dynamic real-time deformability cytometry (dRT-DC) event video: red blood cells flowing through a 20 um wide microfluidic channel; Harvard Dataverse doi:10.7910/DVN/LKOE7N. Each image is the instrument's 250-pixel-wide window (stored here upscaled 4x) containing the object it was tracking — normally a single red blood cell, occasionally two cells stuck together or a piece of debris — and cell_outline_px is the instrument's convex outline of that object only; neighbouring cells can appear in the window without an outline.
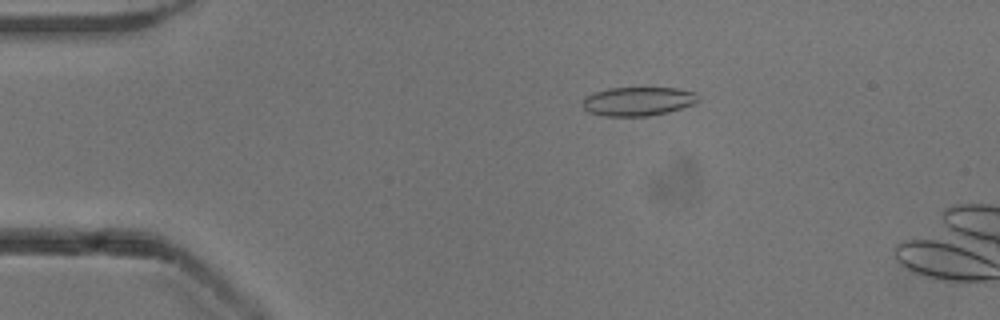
{"species": "common noctule bat (a hibernating species)", "species_latin": "Nyctalus noctula", "temperature_condition": "cold", "stored_images_in_passage": 51, "camera_frame_rate_fps": 3000, "um_per_image_px": 0.085, "animal": {"sex": "male", "body_mass_g": 13.3}, "frame": {"image": 1, "passage_image": 10, "time_ms": 3.0, "image_size_px": [1000, 320], "cell_outline_px": [[700, 100], [692, 104], [668, 112], [648, 116], [604, 116], [588, 112], [584, 108], [584, 100], [588, 96], [596, 92], [608, 88], [680, 88], [696, 92]], "centroid_in_image_um": [54.27, 8.61], "position_along_channel_um": 30.7, "area_um2": 19.31}}
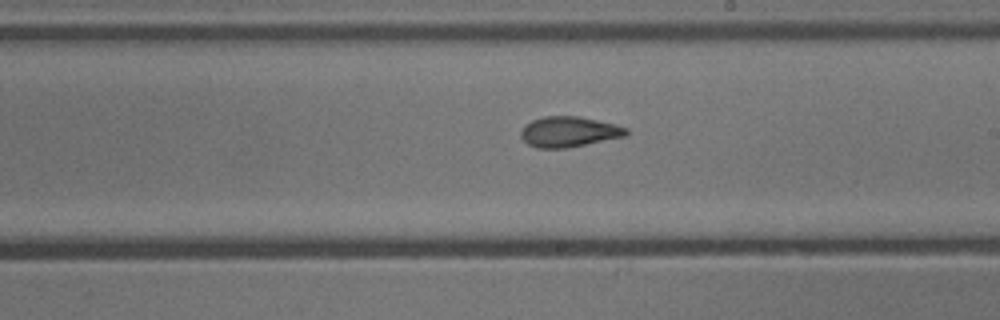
{"frame": {"image": 2, "passage_image": 30, "time_ms": 9.667, "image_size_px": [1000, 320], "cell_outline_px": [[628, 136], [568, 148], [536, 148], [528, 144], [520, 136], [520, 132], [524, 124], [532, 120], [544, 116], [576, 116], [616, 124], [628, 128]], "centroid_in_image_um": [48.37, 11.21], "position_along_channel_um": 240.6, "area_um2": 18.9}}
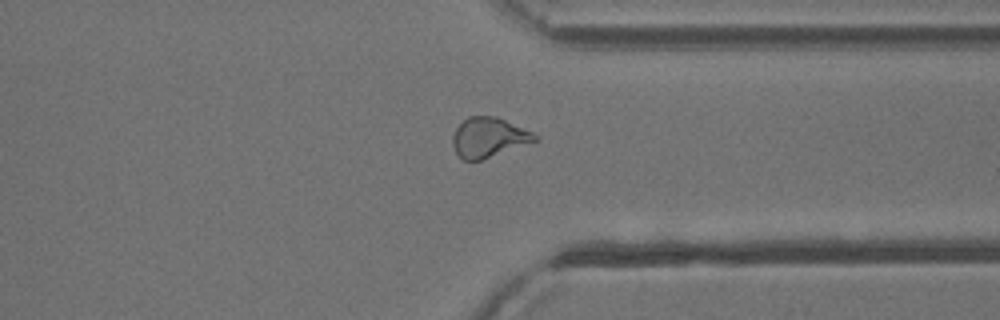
{"frame": {"image": 3, "passage_image": 40, "time_ms": 13.0, "image_size_px": [1000, 320], "cell_outline_px": [[536, 140], [480, 160], [464, 160], [456, 152], [452, 144], [452, 136], [456, 128], [468, 116], [492, 116], [504, 120], [532, 132], [536, 136]], "centroid_in_image_um": [41.47, 11.67], "position_along_channel_um": 369.9, "area_um2": 18.38}}